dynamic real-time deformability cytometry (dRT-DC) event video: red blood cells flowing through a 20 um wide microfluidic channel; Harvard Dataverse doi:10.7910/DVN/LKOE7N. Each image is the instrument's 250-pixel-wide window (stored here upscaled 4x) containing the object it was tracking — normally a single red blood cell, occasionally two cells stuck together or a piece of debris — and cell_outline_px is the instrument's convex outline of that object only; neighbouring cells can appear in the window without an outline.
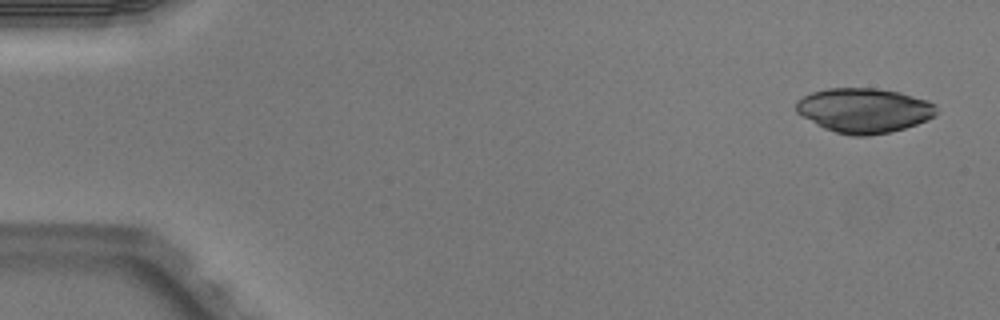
{"species": "Egyptian fruit bat (a non-hibernating species)", "species_latin": "Rousettus aegyptiacus", "temperature_condition": "warm", "stored_images_in_passage": 3, "camera_frame_rate_fps": 3000, "um_per_image_px": 0.085, "animal": {"sex": "male"}, "frame": {"image": 1, "passage_image": 1, "time_ms": 0.0, "image_size_px": [1000, 320], "cell_outline_px": [[936, 116], [928, 120], [904, 128], [888, 132], [868, 136], [852, 136], [836, 132], [824, 128], [816, 124], [796, 112], [796, 100], [812, 92], [828, 88], [876, 88], [900, 92], [928, 100], [936, 104]], "centroid_in_image_um": [73.46, 9.38], "position_along_channel_um": 11.5, "area_um2": 36.59}}